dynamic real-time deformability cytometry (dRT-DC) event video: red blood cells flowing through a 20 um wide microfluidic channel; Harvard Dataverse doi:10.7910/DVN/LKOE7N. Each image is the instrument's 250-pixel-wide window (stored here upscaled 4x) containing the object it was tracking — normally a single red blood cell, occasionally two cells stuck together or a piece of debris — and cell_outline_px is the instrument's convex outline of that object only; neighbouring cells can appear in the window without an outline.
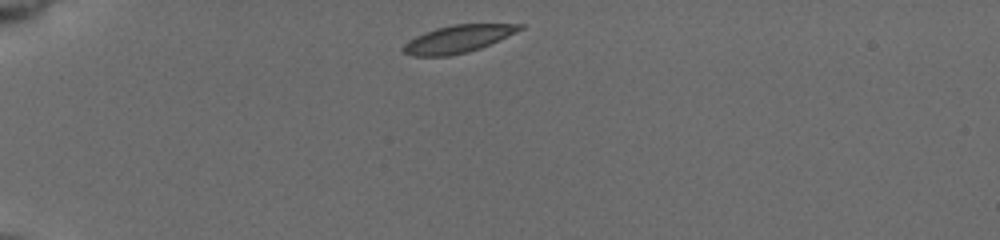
{"species": "common noctule bat (a hibernating species)", "species_latin": "Nyctalus noctula", "temperature_condition": "cold", "stored_images_in_passage": 42, "camera_frame_rate_fps": 3000, "um_per_image_px": 0.085, "animal": {"sex": "female", "body_mass_g": 19.5, "forearm_length_mm": 54.1}, "frame": {"image": 1, "passage_image": 1, "time_ms": 0.0, "image_size_px": [1000, 240], "cell_outline_px": [[524, 28], [516, 32], [480, 48], [468, 52], [448, 56], [412, 56], [404, 52], [400, 48], [408, 40], [424, 32], [436, 28], [452, 24], [524, 24]], "centroid_in_image_um": [38.88, 3.31], "position_along_channel_um": 46.1, "area_um2": 18.61}}
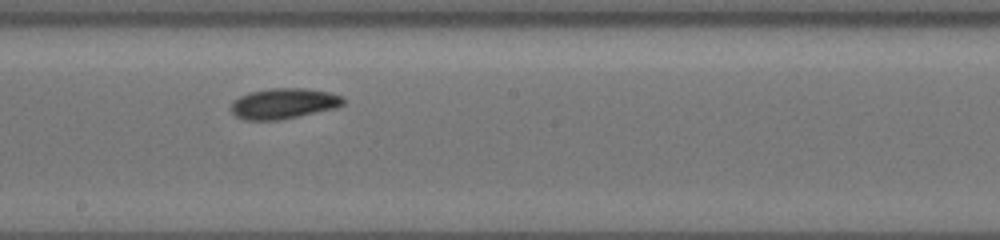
{"frame": {"image": 2, "passage_image": 19, "time_ms": 6.0, "image_size_px": [1000, 240], "cell_outline_px": [[344, 104], [336, 108], [280, 120], [244, 120], [236, 116], [228, 108], [232, 100], [240, 96], [252, 92], [272, 88], [304, 88], [328, 92], [344, 96]], "centroid_in_image_um": [24.09, 8.8], "position_along_channel_um": 224.1, "area_um2": 20.11}}
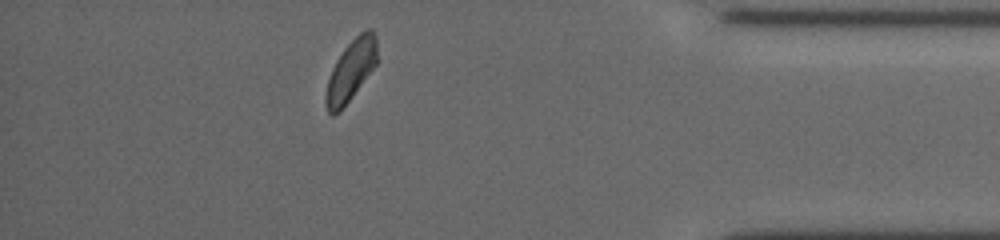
{"frame": {"image": 3, "passage_image": 36, "time_ms": 11.667, "image_size_px": [1000, 240], "cell_outline_px": [[380, 60], [340, 112], [332, 116], [328, 112], [324, 104], [324, 96], [328, 80], [332, 68], [336, 60], [344, 48], [360, 32], [368, 28], [372, 28], [376, 36]], "centroid_in_image_um": [29.85, 5.98], "position_along_channel_um": 405.3, "area_um2": 18.73}, "authors_computed_cell_mechanics": {"area_um2": 19.0451, "velocity_mm_per_s": 3.7008, "shape_relaxation_time_tau1_ms": 2.0817, "shape_relaxation_time_tau2_ms": null, "deformation_change_tau1": 0.1127, "deformation_change_tau2": null}}